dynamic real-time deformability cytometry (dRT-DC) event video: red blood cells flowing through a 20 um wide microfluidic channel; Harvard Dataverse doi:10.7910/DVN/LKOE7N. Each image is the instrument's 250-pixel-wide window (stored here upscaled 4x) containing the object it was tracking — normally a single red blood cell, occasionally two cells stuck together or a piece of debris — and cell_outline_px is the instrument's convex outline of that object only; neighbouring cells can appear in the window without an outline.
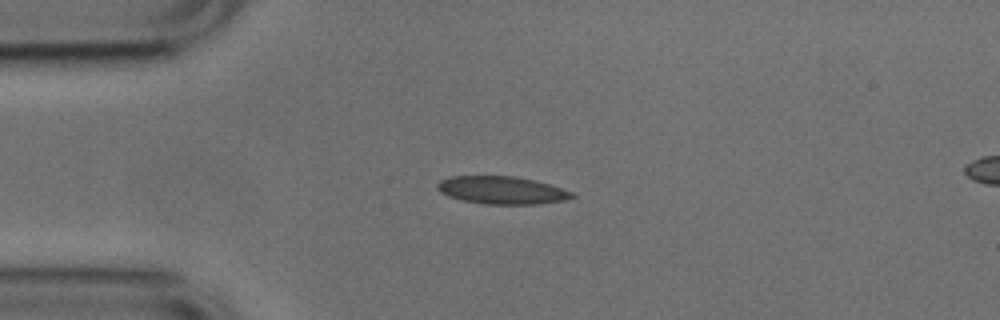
{"species": "common noctule bat (a hibernating species)", "species_latin": "Nyctalus noctula", "temperature_condition": "cold", "stored_images_in_passage": 41, "camera_frame_rate_fps": 3000, "um_per_image_px": 0.085, "animal": {"sex": "male", "body_mass_g": 17.9, "forearm_length_mm": 54.2}, "frame": {"image": 1, "passage_image": 1, "time_ms": 0.0, "image_size_px": [1000, 320], "cell_outline_px": [[576, 196], [564, 200], [536, 204], [484, 204], [464, 200], [448, 196], [440, 192], [436, 188], [436, 184], [440, 180], [448, 176], [512, 176], [536, 180], [572, 192]], "centroid_in_image_um": [42.61, 16.16], "position_along_channel_um": 42.4, "area_um2": 21.68}}
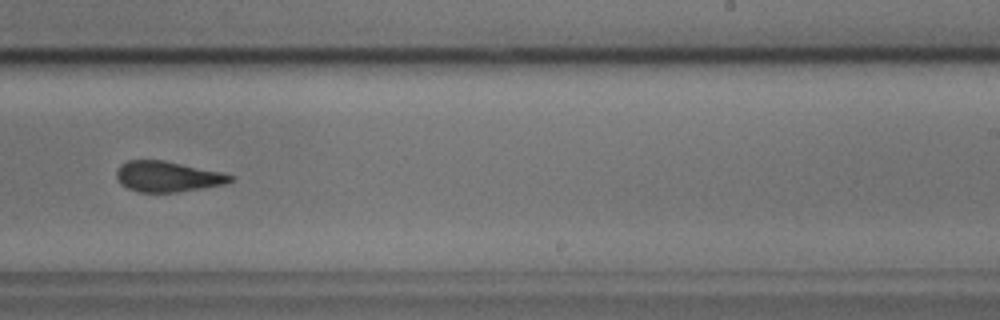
{"frame": {"image": 2, "passage_image": 21, "time_ms": 6.667, "image_size_px": [1000, 320], "cell_outline_px": [[236, 176], [232, 180], [224, 184], [176, 192], [140, 192], [128, 188], [120, 184], [116, 176], [116, 172], [120, 164], [128, 160], [164, 160], [220, 172]], "centroid_in_image_um": [14.2, 15.0], "position_along_channel_um": 274.8, "area_um2": 20.11}}
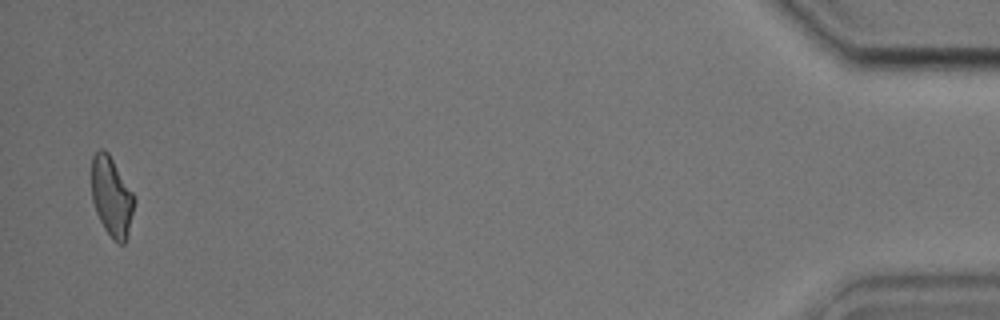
{"frame": {"image": 3, "passage_image": 40, "time_ms": 13.0, "image_size_px": [1000, 320], "cell_outline_px": [[136, 200], [124, 244], [120, 244], [112, 240], [104, 228], [96, 212], [92, 200], [92, 156], [100, 148], [104, 148], [108, 152], [132, 192]], "centroid_in_image_um": [9.47, 16.7], "position_along_channel_um": 425.7, "area_um2": 19.59}, "authors_computed_cell_mechanics": {"area_um2": 20.9814, "velocity_mm_per_s": 3.7762, "shape_relaxation_time_tau1_ms": null, "shape_relaxation_time_tau2_ms": 3.0956, "deformation_change_tau1": null, "deformation_change_tau2": 0.0923}}